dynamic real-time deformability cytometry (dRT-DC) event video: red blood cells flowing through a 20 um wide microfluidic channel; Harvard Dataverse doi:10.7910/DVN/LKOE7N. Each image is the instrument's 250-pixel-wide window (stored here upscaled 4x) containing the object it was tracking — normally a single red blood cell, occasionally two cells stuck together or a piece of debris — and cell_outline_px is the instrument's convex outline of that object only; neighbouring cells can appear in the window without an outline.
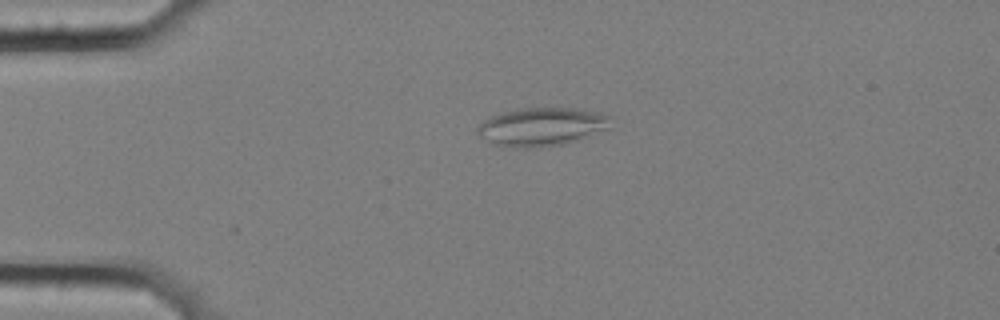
{"species": "common noctule bat (a hibernating species)", "species_latin": "Nyctalus noctula", "temperature_condition": "cold", "stored_images_in_passage": 5, "camera_frame_rate_fps": 3000, "um_per_image_px": 0.085, "animal": {"sex": "female", "body_mass_g": 25.1}, "frame": {"image": 1, "passage_image": 4, "time_ms": 1.0, "image_size_px": [1000, 320], "cell_outline_px": [[608, 128], [580, 140], [564, 144], [528, 148], [500, 148], [492, 144], [480, 136], [476, 132], [476, 128], [484, 120], [492, 116], [516, 108], [576, 108], [596, 112], [608, 116]], "centroid_in_image_um": [45.97, 10.8], "position_along_channel_um": 39.0, "area_um2": 29.88}}